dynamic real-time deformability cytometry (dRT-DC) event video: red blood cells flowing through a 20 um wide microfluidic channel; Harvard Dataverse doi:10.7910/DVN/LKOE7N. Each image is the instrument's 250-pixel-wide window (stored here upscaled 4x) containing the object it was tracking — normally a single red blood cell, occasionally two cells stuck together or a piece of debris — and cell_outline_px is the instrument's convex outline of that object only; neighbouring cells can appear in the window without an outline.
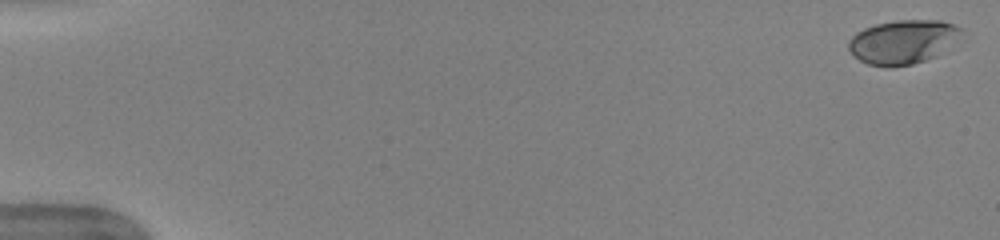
{"species": "human", "species_latin": "Homo sapiens", "temperature_condition": "warm", "stored_images_in_passage": 52, "camera_frame_rate_fps": 3000, "um_per_image_px": 0.085, "donor": {"sex": "female"}, "frame": {"image": 1, "passage_image": 1, "time_ms": 0.0, "image_size_px": [1000, 240], "cell_outline_px": [[964, 28], [936, 56], [912, 64], [888, 68], [884, 68], [868, 64], [852, 56], [848, 48], [848, 40], [856, 32], [864, 28], [876, 24], [896, 20], [940, 20]], "centroid_in_image_um": [76.63, 3.56], "position_along_channel_um": 8.4, "area_um2": 28.61}}
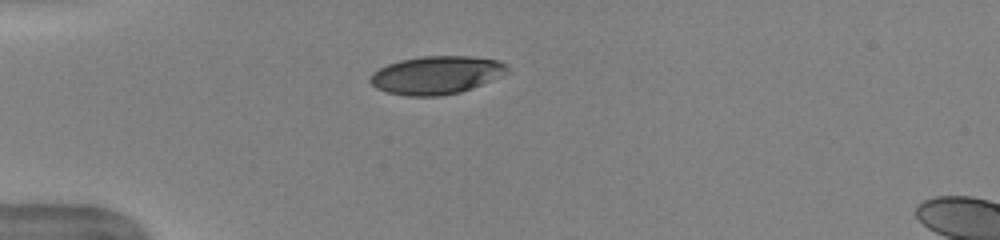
{"frame": {"image": 2, "passage_image": 15, "time_ms": 4.667, "image_size_px": [1000, 240], "cell_outline_px": [[508, 68], [488, 80], [472, 88], [460, 92], [440, 96], [408, 96], [388, 92], [376, 88], [368, 80], [372, 72], [388, 64], [400, 60], [424, 56], [472, 56], [496, 60], [504, 64]], "centroid_in_image_um": [36.98, 6.38], "position_along_channel_um": 48.0, "area_um2": 29.77}}
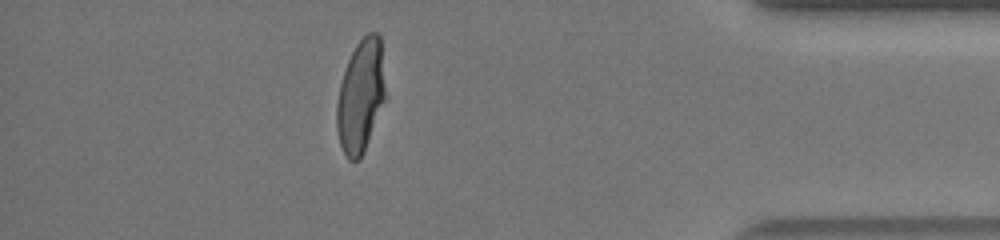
{"frame": {"image": 3, "passage_image": 46, "time_ms": 15.0, "image_size_px": [1000, 240], "cell_outline_px": [[384, 100], [364, 148], [360, 156], [356, 160], [348, 160], [340, 144], [336, 128], [336, 104], [340, 84], [348, 60], [356, 44], [368, 32], [376, 32], [380, 36], [384, 88]], "centroid_in_image_um": [30.61, 8.13], "position_along_channel_um": 404.6, "area_um2": 31.04}, "authors_computed_cell_mechanics": {"area_um2": 31.9056, "velocity_mm_per_s": 4.0012, "shape_relaxation_time_tau1_ms": 3.8945, "shape_relaxation_time_tau2_ms": null, "deformation_change_tau1": 0.2135, "deformation_change_tau2": null}}